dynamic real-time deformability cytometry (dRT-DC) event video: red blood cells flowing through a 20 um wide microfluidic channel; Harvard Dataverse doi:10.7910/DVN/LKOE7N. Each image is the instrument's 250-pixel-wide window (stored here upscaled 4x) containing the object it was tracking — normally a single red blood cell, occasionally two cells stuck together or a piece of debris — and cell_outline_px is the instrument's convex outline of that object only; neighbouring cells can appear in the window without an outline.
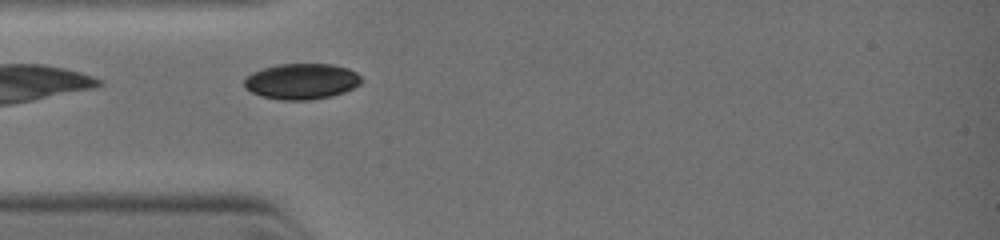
{"species": "common noctule bat (a hibernating species)", "species_latin": "Nyctalus noctula", "temperature_condition": "warm", "stored_images_in_passage": 8, "camera_frame_rate_fps": 3000, "um_per_image_px": 0.085, "animal": {"sex": "female", "body_mass_g": 19.0, "forearm_length_mm": 51.5}, "frame": {"image": 1, "passage_image": 1, "time_ms": 0.0, "image_size_px": [1000, 240], "cell_outline_px": [[360, 84], [344, 92], [332, 96], [308, 100], [280, 100], [260, 96], [252, 92], [244, 84], [244, 80], [252, 72], [276, 64], [332, 64], [348, 68], [356, 72], [360, 76]], "centroid_in_image_um": [25.64, 6.91], "position_along_channel_um": 59.4, "area_um2": 24.33}}